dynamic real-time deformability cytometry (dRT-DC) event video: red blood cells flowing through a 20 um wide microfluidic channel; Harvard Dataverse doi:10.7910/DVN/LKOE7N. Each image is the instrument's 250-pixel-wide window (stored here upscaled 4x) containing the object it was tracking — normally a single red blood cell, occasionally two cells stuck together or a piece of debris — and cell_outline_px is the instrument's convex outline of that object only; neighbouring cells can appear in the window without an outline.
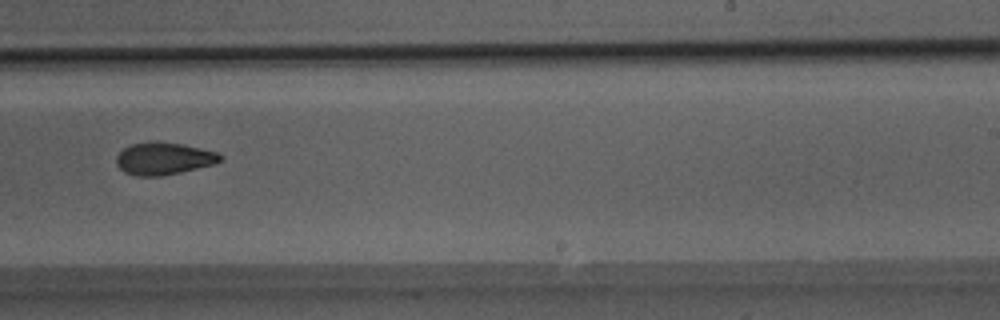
{"species": "Egyptian fruit bat (a non-hibernating species)", "species_latin": "Rousettus aegyptiacus", "temperature_condition": "room temperature", "stored_images_in_passage": 46, "camera_frame_rate_fps": 3000, "um_per_image_px": 0.085, "animal": {"sex": "male"}, "frame": {"image": 1, "passage_image": 32, "time_ms": 10.333, "image_size_px": [1000, 320], "cell_outline_px": [[224, 160], [212, 164], [180, 172], [160, 176], [136, 176], [124, 172], [116, 164], [116, 156], [124, 148], [132, 144], [180, 144], [200, 148], [216, 152], [224, 156]], "centroid_in_image_um": [13.93, 13.52], "position_along_channel_um": 275.1, "area_um2": 18.84}}
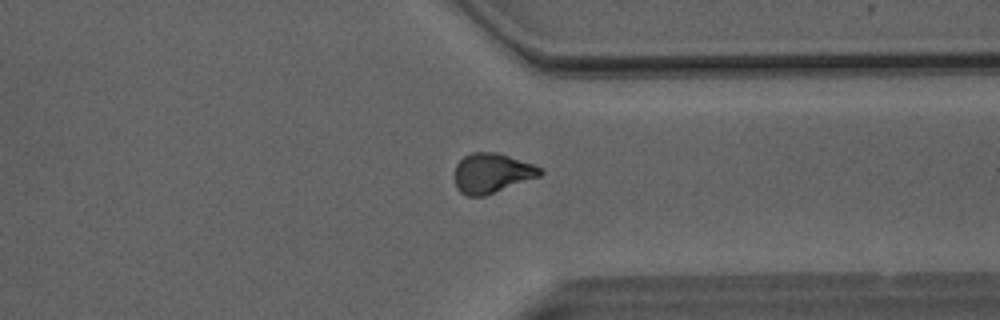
{"frame": {"image": 2, "passage_image": 39, "time_ms": 12.667, "image_size_px": [1000, 320], "cell_outline_px": [[544, 172], [540, 176], [484, 196], [468, 196], [460, 192], [456, 188], [452, 176], [456, 164], [464, 156], [472, 152], [496, 152], [544, 168]], "centroid_in_image_um": [41.77, 14.72], "position_along_channel_um": 369.6, "area_um2": 20.0}}
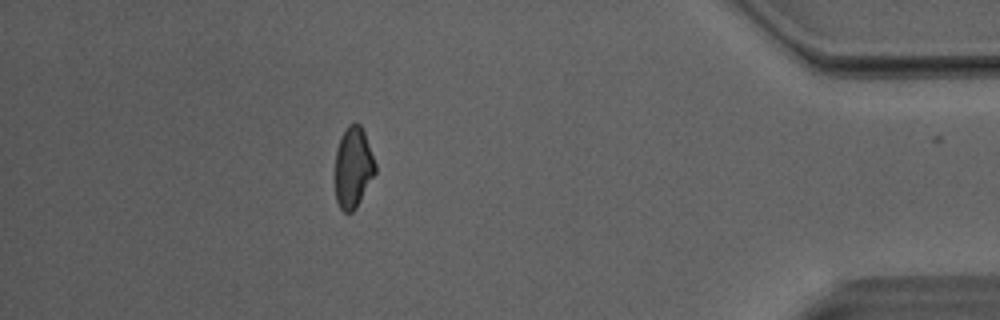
{"frame": {"image": 3, "passage_image": 45, "time_ms": 14.667, "image_size_px": [1000, 320], "cell_outline_px": [[376, 172], [356, 208], [352, 212], [344, 212], [340, 208], [336, 200], [336, 148], [340, 136], [344, 128], [348, 124], [360, 124], [364, 132], [376, 164]], "centroid_in_image_um": [30.01, 14.22], "position_along_channel_um": 405.2, "area_um2": 18.9}, "authors_computed_cell_mechanics": {"area_um2": 20.3167, "velocity_mm_per_s": 4.0802, "shape_relaxation_time_tau1_ms": 4.0325, "shape_relaxation_time_tau2_ms": 5.0312, "deformation_change_tau1": 0.1212, "deformation_change_tau2": 0.1033}}